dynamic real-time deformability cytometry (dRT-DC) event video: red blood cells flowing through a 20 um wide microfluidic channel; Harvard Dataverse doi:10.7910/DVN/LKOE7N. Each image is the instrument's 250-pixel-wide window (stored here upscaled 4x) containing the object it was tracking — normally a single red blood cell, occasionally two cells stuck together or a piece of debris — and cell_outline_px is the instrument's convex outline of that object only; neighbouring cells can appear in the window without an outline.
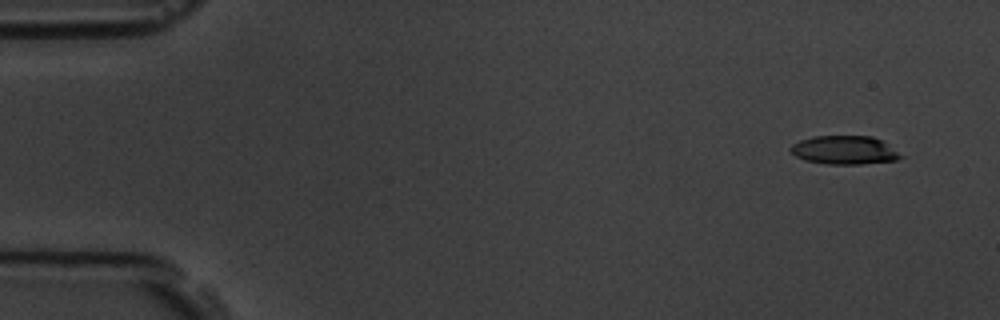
{"species": "common noctule bat (a hibernating species)", "species_latin": "Nyctalus noctula", "temperature_condition": "room temperature", "stored_images_in_passage": 5, "camera_frame_rate_fps": 3000, "um_per_image_px": 0.085, "animal": {"sex": "male", "body_mass_g": 19.5, "forearm_length_mm": 54.6}, "frame": {"image": 1, "passage_image": 1, "time_ms": 0.0, "image_size_px": [1000, 320], "cell_outline_px": [[904, 156], [896, 160], [860, 164], [828, 164], [804, 160], [796, 156], [788, 148], [792, 144], [800, 140], [812, 136], [872, 136], [880, 140]], "centroid_in_image_um": [71.74, 12.75], "position_along_channel_um": 13.3, "area_um2": 18.21}}
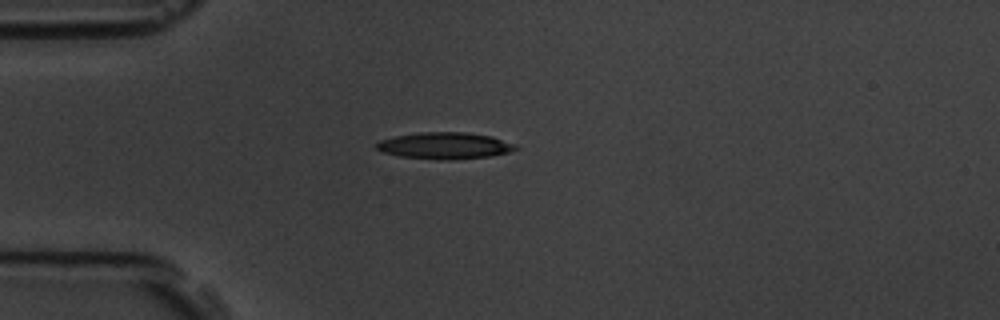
{"frame": {"image": 2, "passage_image": 4, "time_ms": 3.667, "image_size_px": [1000, 320], "cell_outline_px": [[520, 148], [508, 152], [488, 156], [452, 160], [440, 160], [400, 156], [380, 152], [376, 148], [376, 144], [380, 140], [396, 136], [420, 132], [464, 132], [492, 136], [516, 144]], "centroid_in_image_um": [37.8, 12.38], "position_along_channel_um": 47.2, "area_um2": 21.62}}